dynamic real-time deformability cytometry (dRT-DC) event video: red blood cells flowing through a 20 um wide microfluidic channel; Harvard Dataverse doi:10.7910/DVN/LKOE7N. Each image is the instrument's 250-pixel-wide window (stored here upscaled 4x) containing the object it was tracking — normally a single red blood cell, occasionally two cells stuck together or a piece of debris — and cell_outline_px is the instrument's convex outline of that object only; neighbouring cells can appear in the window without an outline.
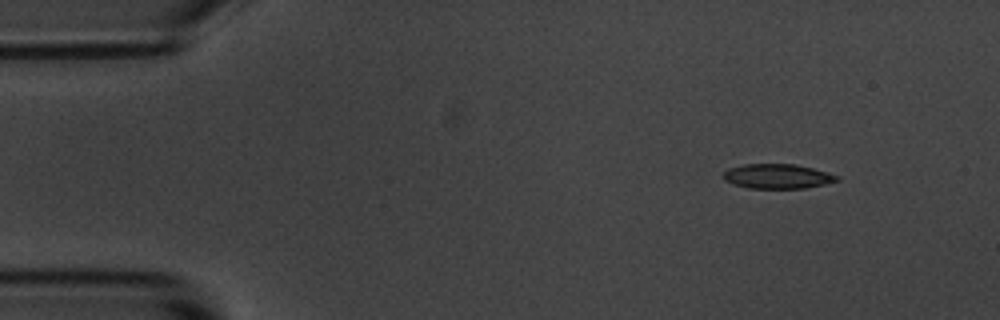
{"species": "common noctule bat (a hibernating species)", "species_latin": "Nyctalus noctula", "temperature_condition": "room temperature", "stored_images_in_passage": 7, "camera_frame_rate_fps": 3000, "um_per_image_px": 0.085, "animal": {"sex": "male", "body_mass_g": 20.1, "forearm_length_mm": 53.5}, "frame": {"image": 1, "passage_image": 1, "time_ms": 0.0, "image_size_px": [1000, 320], "cell_outline_px": [[840, 180], [824, 184], [804, 188], [748, 188], [732, 184], [724, 180], [724, 172], [728, 168], [744, 164], [796, 164], [828, 172], [840, 176]], "centroid_in_image_um": [66.09, 14.98], "position_along_channel_um": 18.9, "area_um2": 16.36}}
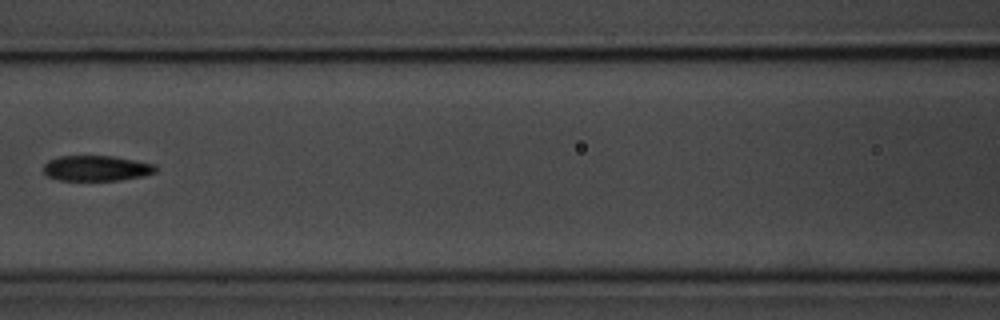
{"frame": {"image": 2, "passage_image": 6, "time_ms": 6.0, "image_size_px": [1000, 320], "cell_outline_px": [[156, 172], [144, 176], [120, 180], [60, 180], [48, 176], [44, 172], [44, 164], [48, 160], [60, 156], [112, 156], [156, 164]], "centroid_in_image_um": [8.21, 14.3], "position_along_channel_um": 158.4, "area_um2": 16.59}}
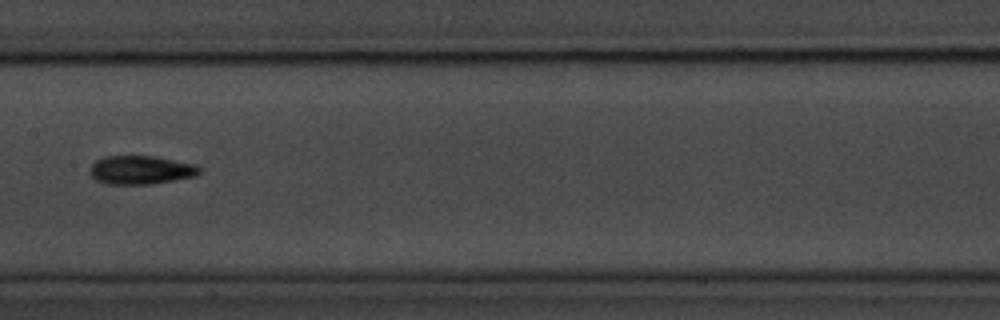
{"frame": {"image": 3, "passage_image": 7, "time_ms": 7.0, "image_size_px": [1000, 320], "cell_outline_px": [[200, 172], [196, 176], [152, 184], [104, 184], [96, 180], [88, 172], [88, 168], [96, 160], [104, 156], [156, 156], [196, 164], [200, 168]], "centroid_in_image_um": [11.94, 14.44], "position_along_channel_um": 195.5, "area_um2": 18.5}}